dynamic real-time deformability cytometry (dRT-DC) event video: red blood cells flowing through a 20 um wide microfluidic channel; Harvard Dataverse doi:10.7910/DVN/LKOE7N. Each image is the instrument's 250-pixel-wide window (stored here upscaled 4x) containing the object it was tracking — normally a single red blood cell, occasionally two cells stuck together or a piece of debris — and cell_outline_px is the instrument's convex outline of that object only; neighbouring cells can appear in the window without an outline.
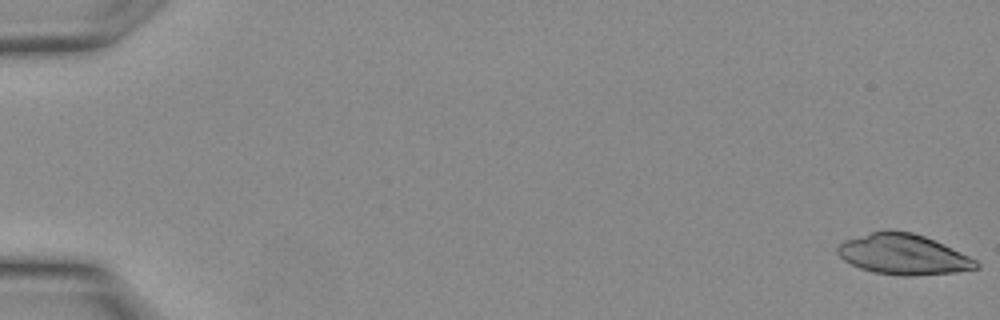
{"species": "Egyptian fruit bat (a non-hibernating species)", "species_latin": "Rousettus aegyptiacus", "temperature_condition": "warm", "stored_images_in_passage": 11, "camera_frame_rate_fps": 3000, "um_per_image_px": 0.085, "animal": {"sex": "female"}, "frame": {"image": 1, "passage_image": 1, "time_ms": 0.0, "image_size_px": [1000, 320], "cell_outline_px": [[980, 268], [956, 272], [916, 276], [900, 276], [872, 272], [860, 268], [844, 260], [836, 252], [836, 248], [844, 240], [872, 232], [912, 232], [924, 236], [960, 252], [976, 260], [980, 264]], "centroid_in_image_um": [76.78, 21.66], "position_along_channel_um": 8.2, "area_um2": 32.25}}